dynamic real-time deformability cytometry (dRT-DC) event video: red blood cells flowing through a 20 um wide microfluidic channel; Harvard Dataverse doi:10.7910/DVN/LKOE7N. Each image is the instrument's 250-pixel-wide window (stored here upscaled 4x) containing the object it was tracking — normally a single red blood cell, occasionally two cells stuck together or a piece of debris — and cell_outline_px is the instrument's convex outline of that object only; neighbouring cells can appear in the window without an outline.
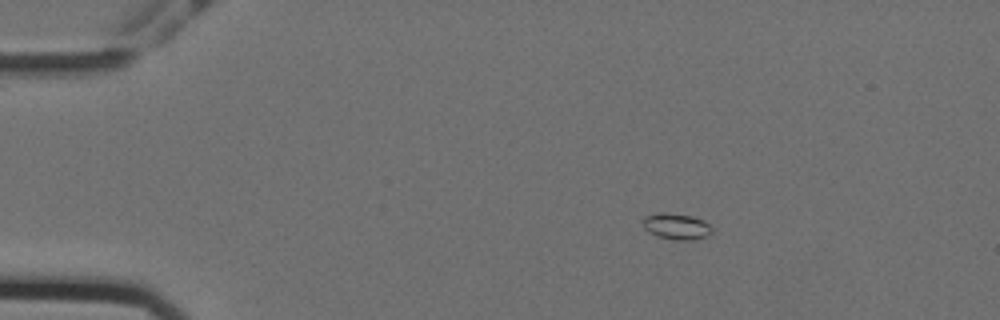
{"species": "Egyptian fruit bat (a non-hibernating species)", "species_latin": "Rousettus aegyptiacus", "temperature_condition": "cold", "stored_images_in_passage": 45, "camera_frame_rate_fps": 3000, "um_per_image_px": 0.085, "animal": {"sex": "female"}, "frame": {"image": 1, "passage_image": 1, "time_ms": 0.0, "image_size_px": [1000, 320], "cell_outline_px": [[712, 232], [708, 236], [692, 240], [672, 240], [648, 232], [644, 228], [644, 216], [656, 212], [664, 212], [692, 216], [704, 220], [712, 228]], "centroid_in_image_um": [57.51, 19.24], "position_along_channel_um": 27.5, "area_um2": 10.58}}